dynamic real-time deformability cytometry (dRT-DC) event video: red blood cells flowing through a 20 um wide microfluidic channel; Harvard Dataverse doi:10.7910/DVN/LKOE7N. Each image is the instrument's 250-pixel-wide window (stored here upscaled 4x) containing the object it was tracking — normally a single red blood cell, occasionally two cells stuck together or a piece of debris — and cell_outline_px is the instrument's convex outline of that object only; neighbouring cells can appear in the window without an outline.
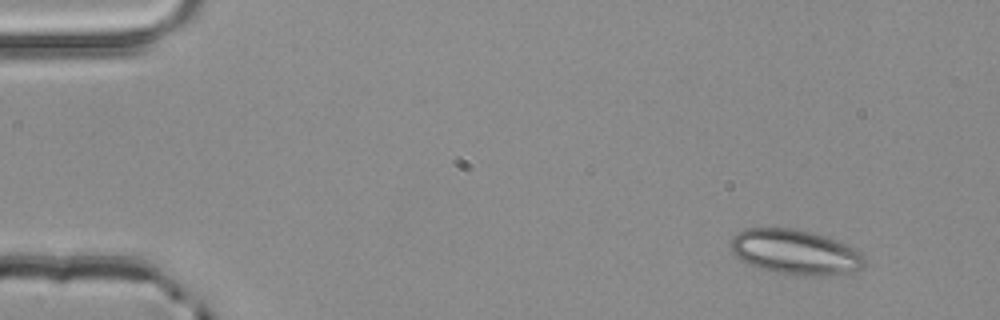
{"species": "common noctule bat (a hibernating species)", "species_latin": "Nyctalus noctula", "temperature_condition": "room temperature", "stored_images_in_passage": 3, "camera_frame_rate_fps": 3000, "um_per_image_px": 0.085, "animal": {"sex": "male", "body_mass_g": 20.4}, "frame": {"image": 1, "passage_image": 1, "time_ms": 0.0, "image_size_px": [1000, 320], "cell_outline_px": [[864, 264], [860, 268], [844, 272], [804, 276], [776, 272], [760, 268], [740, 260], [732, 252], [732, 236], [744, 228], [792, 228], [812, 232], [848, 244], [860, 252], [864, 256]], "centroid_in_image_um": [67.56, 21.4], "position_along_channel_um": 17.4, "area_um2": 34.51}}